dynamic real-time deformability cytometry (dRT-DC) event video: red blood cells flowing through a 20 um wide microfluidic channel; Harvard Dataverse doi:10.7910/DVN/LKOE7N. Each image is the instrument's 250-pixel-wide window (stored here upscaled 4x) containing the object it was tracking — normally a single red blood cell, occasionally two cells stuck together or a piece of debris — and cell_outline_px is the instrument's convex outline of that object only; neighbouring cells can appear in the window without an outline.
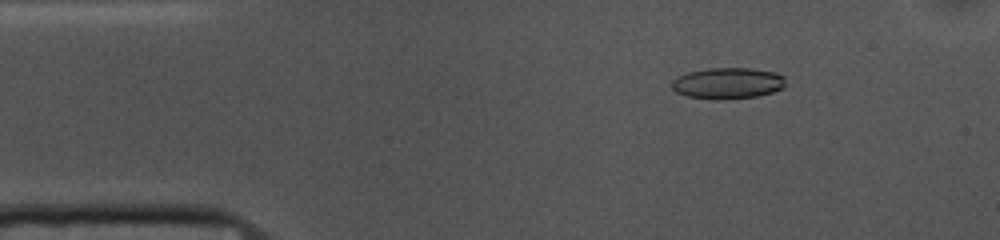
{"species": "common noctule bat (a hibernating species)", "species_latin": "Nyctalus noctula", "temperature_condition": "cold", "stored_images_in_passage": 53, "camera_frame_rate_fps": 3000, "um_per_image_px": 0.085, "animal": {"sex": "female", "body_mass_g": 10.0, "forearm_length_mm": 53.1}, "frame": {"image": 1, "passage_image": 7, "time_ms": 2.0, "image_size_px": [1000, 240], "cell_outline_px": [[784, 88], [772, 92], [756, 96], [716, 100], [688, 96], [676, 92], [672, 88], [672, 80], [688, 72], [708, 68], [752, 68], [772, 72], [784, 76]], "centroid_in_image_um": [61.85, 7.07], "position_along_channel_um": 23.2, "area_um2": 20.52}}
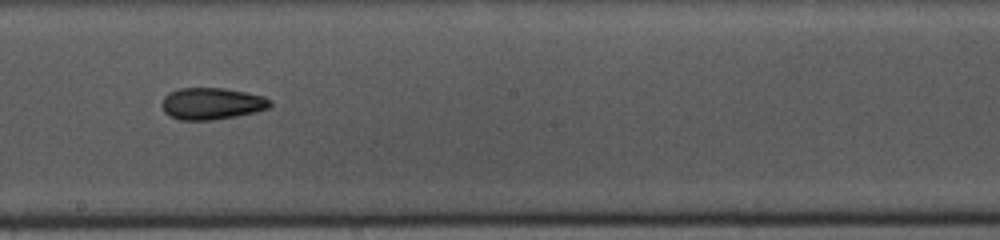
{"frame": {"image": 2, "passage_image": 28, "time_ms": 9.0, "image_size_px": [1000, 240], "cell_outline_px": [[272, 104], [268, 108], [256, 112], [236, 116], [212, 120], [180, 120], [164, 112], [160, 104], [164, 96], [168, 92], [180, 88], [224, 88], [264, 96], [272, 100]], "centroid_in_image_um": [17.99, 8.8], "position_along_channel_um": 230.2, "area_um2": 20.17}}
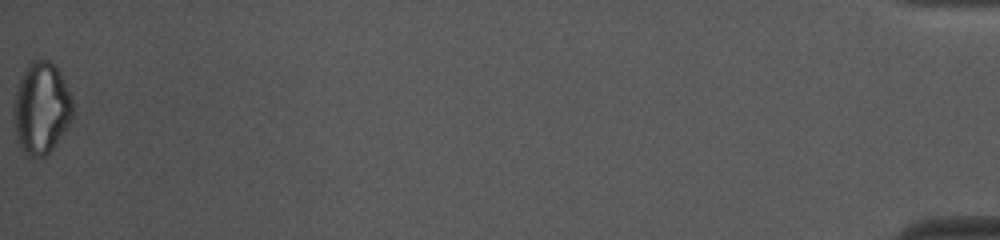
{"frame": {"image": 3, "passage_image": 53, "time_ms": 17.333, "image_size_px": [1000, 240], "cell_outline_px": [[72, 116], [68, 128], [52, 148], [44, 156], [32, 156], [24, 152], [16, 136], [12, 120], [12, 112], [16, 92], [20, 76], [24, 68], [32, 60], [48, 60], [60, 72], [72, 100]], "centroid_in_image_um": [3.48, 9.18], "position_along_channel_um": 431.7, "area_um2": 31.44}, "authors_computed_cell_mechanics": {"area_um2": 20.4612, "velocity_mm_per_s": 3.7089, "shape_relaxation_time_tau1_ms": 5.7611, "shape_relaxation_time_tau2_ms": null, "deformation_change_tau1": 0.1444, "deformation_change_tau2": null}}